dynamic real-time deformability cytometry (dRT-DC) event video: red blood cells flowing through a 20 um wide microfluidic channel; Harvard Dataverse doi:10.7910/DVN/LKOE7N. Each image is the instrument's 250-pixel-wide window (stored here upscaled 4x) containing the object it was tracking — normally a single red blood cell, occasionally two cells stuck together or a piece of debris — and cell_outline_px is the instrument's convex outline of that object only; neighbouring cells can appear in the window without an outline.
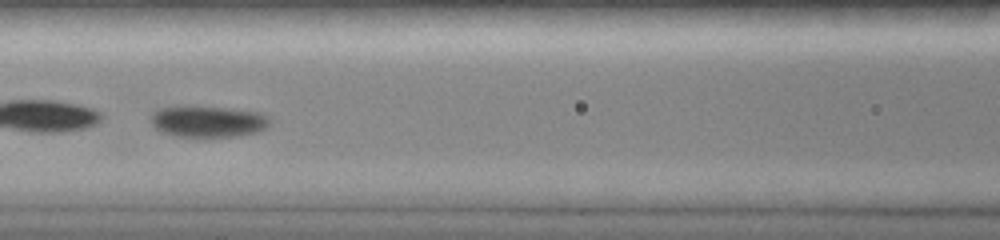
{"species": "common noctule bat (a hibernating species)", "species_latin": "Nyctalus noctula", "temperature_condition": "room temperature", "stored_images_in_passage": 44, "camera_frame_rate_fps": 3000, "um_per_image_px": 0.085, "animal": {"sex": "female", "body_mass_g": 19.0, "forearm_length_mm": 51.5}, "frame": {"image": 1, "passage_image": 19, "time_ms": 6.0, "image_size_px": [1000, 240], "cell_outline_px": [[272, 120], [264, 128], [256, 132], [240, 136], [176, 136], [160, 132], [152, 124], [148, 116], [156, 108], [180, 104], [196, 104], [260, 112], [268, 116]], "centroid_in_image_um": [17.59, 10.27], "position_along_channel_um": 149.0, "area_um2": 22.6}}
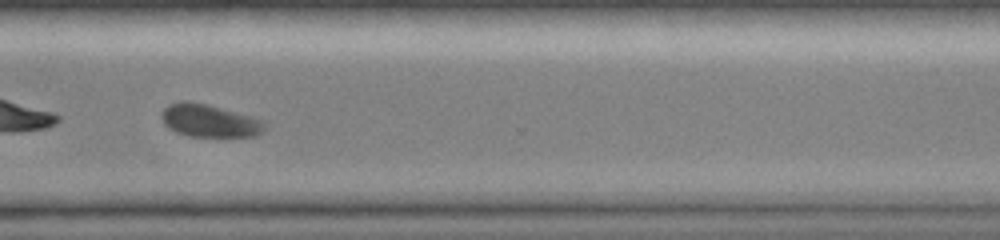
{"frame": {"image": 2, "passage_image": 34, "time_ms": 11.0, "image_size_px": [1000, 240], "cell_outline_px": [[268, 124], [256, 136], [188, 136], [176, 132], [164, 124], [160, 116], [164, 108], [168, 104], [180, 100], [188, 100], [252, 116], [264, 120]], "centroid_in_image_um": [17.78, 10.25], "position_along_channel_um": 352.8, "area_um2": 19.65}, "authors_computed_cell_mechanics": {"area_um2": 22.3686, "velocity_mm_per_s": 4.0603, "shape_relaxation_time_tau1_ms": 0.3039, "shape_relaxation_time_tau2_ms": null, "deformation_change_tau1": 0.2806, "deformation_change_tau2": null}}